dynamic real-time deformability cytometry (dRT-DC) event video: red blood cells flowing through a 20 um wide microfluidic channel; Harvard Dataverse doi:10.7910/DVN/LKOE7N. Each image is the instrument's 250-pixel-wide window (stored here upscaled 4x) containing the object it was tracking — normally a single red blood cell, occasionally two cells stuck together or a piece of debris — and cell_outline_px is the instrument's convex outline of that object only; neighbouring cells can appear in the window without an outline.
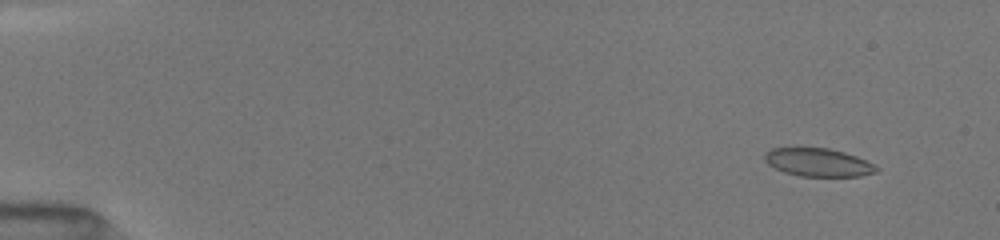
{"species": "common noctule bat (a hibernating species)", "species_latin": "Nyctalus noctula", "temperature_condition": "room temperature", "stored_images_in_passage": 39, "camera_frame_rate_fps": 3000, "um_per_image_px": 0.085, "animal": {"sex": "female", "body_mass_g": 19.5, "forearm_length_mm": 54.1}, "frame": {"image": 1, "passage_image": 5, "time_ms": 1.333, "image_size_px": [1000, 240], "cell_outline_px": [[880, 168], [876, 172], [860, 176], [800, 176], [784, 172], [768, 164], [764, 160], [764, 156], [772, 148], [828, 148], [844, 152], [856, 156]], "centroid_in_image_um": [69.55, 13.81], "position_along_channel_um": 15.5, "area_um2": 18.09}}
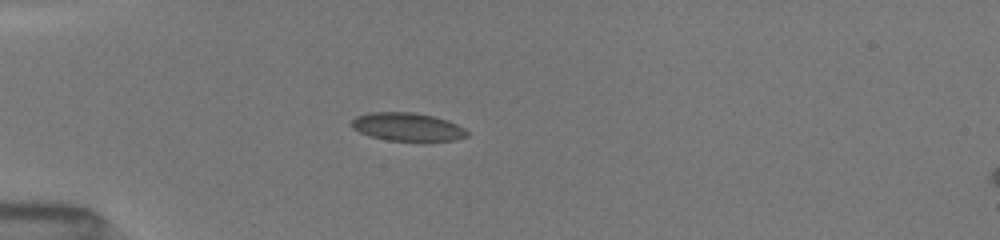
{"frame": {"image": 2, "passage_image": 33, "time_ms": 5.0, "image_size_px": [1000, 240], "cell_outline_px": [[468, 136], [456, 140], [424, 144], [388, 140], [368, 136], [352, 128], [352, 120], [356, 116], [372, 112], [412, 112], [432, 116], [448, 120], [464, 128], [468, 132]], "centroid_in_image_um": [34.69, 10.84], "position_along_channel_um": 50.3, "area_um2": 19.77}}